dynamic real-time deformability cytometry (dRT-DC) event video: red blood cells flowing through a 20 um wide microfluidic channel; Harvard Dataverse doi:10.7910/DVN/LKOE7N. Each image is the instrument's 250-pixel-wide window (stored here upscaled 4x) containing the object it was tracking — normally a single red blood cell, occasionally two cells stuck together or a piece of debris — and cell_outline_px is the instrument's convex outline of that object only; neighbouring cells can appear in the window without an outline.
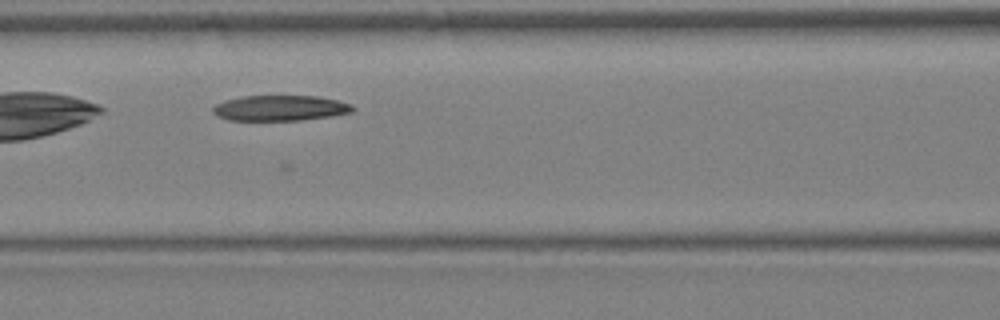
{"species": "Egyptian fruit bat (a non-hibernating species)", "species_latin": "Rousettus aegyptiacus", "temperature_condition": "warm", "stored_images_in_passage": 35, "camera_frame_rate_fps": 3000, "um_per_image_px": 0.085, "animal": {"sex": "female"}, "frame": {"image": 1, "passage_image": 13, "time_ms": 4.0, "image_size_px": [1000, 320], "cell_outline_px": [[356, 108], [352, 112], [332, 116], [300, 120], [228, 120], [216, 116], [212, 112], [212, 108], [216, 104], [224, 100], [244, 96], [316, 96], [336, 100], [352, 104]], "centroid_in_image_um": [23.8, 9.19], "position_along_channel_um": 142.8, "area_um2": 20.81}}
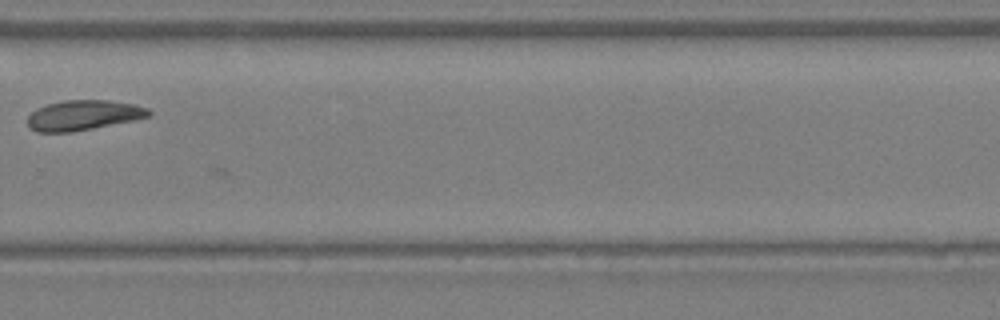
{"frame": {"image": 2, "passage_image": 22, "time_ms": 7.0, "image_size_px": [1000, 320], "cell_outline_px": [[152, 112], [148, 116], [132, 120], [72, 132], [36, 132], [28, 128], [28, 116], [36, 108], [48, 104], [68, 100], [108, 100], [136, 104], [148, 108]], "centroid_in_image_um": [7.06, 9.79], "position_along_channel_um": 322.7, "area_um2": 21.1}}
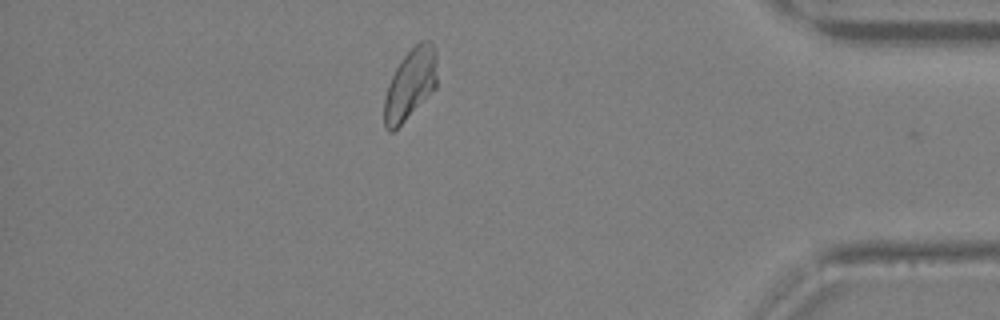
{"frame": {"image": 3, "passage_image": 35, "time_ms": 11.333, "image_size_px": [1000, 320], "cell_outline_px": [[436, 88], [392, 132], [388, 132], [384, 128], [384, 100], [388, 84], [400, 60], [420, 40], [428, 40], [436, 48]], "centroid_in_image_um": [34.87, 7.14], "position_along_channel_um": 400.3, "area_um2": 21.56}}